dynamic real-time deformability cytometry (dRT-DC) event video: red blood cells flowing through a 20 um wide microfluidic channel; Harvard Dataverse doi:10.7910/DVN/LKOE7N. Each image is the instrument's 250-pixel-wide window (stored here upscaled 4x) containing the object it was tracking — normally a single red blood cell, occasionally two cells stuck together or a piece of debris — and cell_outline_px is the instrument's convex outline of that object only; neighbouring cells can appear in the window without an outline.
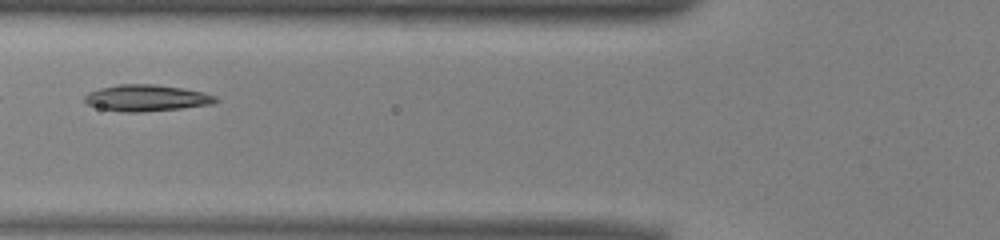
{"species": "common noctule bat (a hibernating species)", "species_latin": "Nyctalus noctula", "temperature_condition": "warm", "stored_images_in_passage": 39, "camera_frame_rate_fps": 3000, "um_per_image_px": 0.085, "animal": {"sex": "male", "body_mass_g": 13.0, "forearm_length_mm": 53.1}, "frame": {"image": 1, "passage_image": 17, "time_ms": 5.333, "image_size_px": [1000, 240], "cell_outline_px": [[220, 100], [212, 104], [180, 108], [140, 112], [124, 112], [100, 108], [88, 104], [84, 100], [84, 96], [88, 92], [100, 88], [116, 84], [152, 84], [180, 88], [204, 92], [216, 96]], "centroid_in_image_um": [12.45, 8.32], "position_along_channel_um": 113.4, "area_um2": 20.06}}
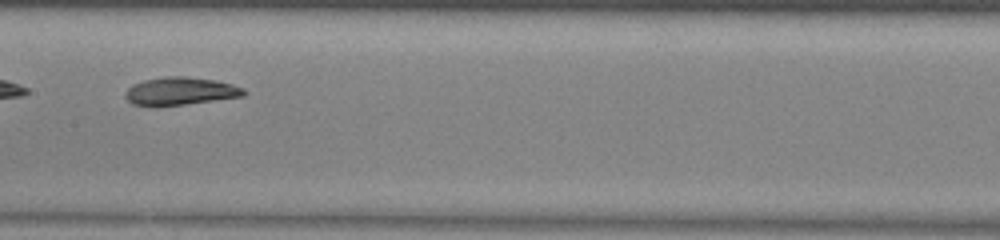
{"frame": {"image": 2, "passage_image": 23, "time_ms": 7.333, "image_size_px": [1000, 240], "cell_outline_px": [[248, 92], [244, 96], [156, 108], [132, 104], [124, 96], [124, 92], [132, 84], [144, 80], [164, 76], [184, 76], [216, 80], [232, 84], [244, 88]], "centroid_in_image_um": [15.29, 7.76], "position_along_channel_um": 192.1, "area_um2": 19.71}, "authors_computed_cell_mechanics": {"area_um2": 20.1722, "velocity_mm_per_s": 3.9422, "shape_relaxation_time_tau1_ms": 5.9277, "shape_relaxation_time_tau2_ms": 3.6655, "deformation_change_tau1": 0.1762, "deformation_change_tau2": 0.0855}}